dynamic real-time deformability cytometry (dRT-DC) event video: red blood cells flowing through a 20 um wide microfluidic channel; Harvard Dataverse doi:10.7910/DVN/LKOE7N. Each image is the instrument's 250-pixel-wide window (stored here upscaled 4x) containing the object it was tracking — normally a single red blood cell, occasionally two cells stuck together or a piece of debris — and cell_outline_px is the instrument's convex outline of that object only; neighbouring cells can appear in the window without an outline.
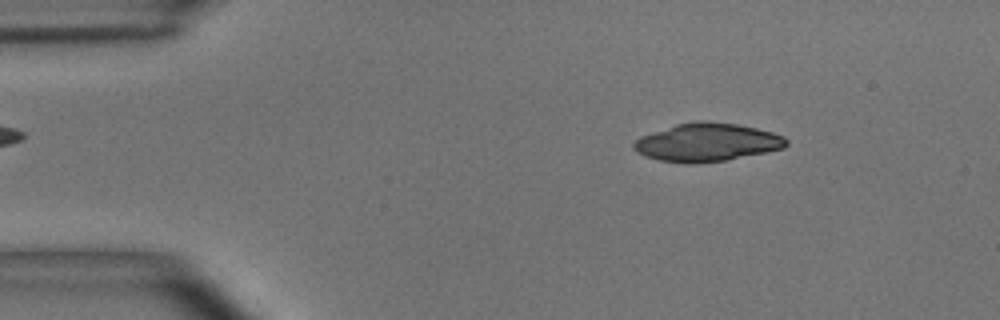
{"species": "common noctule bat (a hibernating species)", "species_latin": "Nyctalus noctula", "temperature_condition": "room temperature", "stored_images_in_passage": 4, "camera_frame_rate_fps": 3000, "um_per_image_px": 0.085, "animal": {"sex": "male", "body_mass_g": 15.6}, "frame": {"image": 1, "passage_image": 2, "time_ms": 0.333, "image_size_px": [1000, 320], "cell_outline_px": [[788, 144], [784, 148], [724, 160], [692, 164], [688, 164], [660, 160], [644, 156], [636, 152], [632, 148], [632, 144], [640, 136], [676, 124], [696, 120], [708, 120], [736, 124], [756, 128], [772, 132], [784, 136], [788, 140]], "centroid_in_image_um": [60.06, 12.09], "position_along_channel_um": 24.9, "area_um2": 33.99}}